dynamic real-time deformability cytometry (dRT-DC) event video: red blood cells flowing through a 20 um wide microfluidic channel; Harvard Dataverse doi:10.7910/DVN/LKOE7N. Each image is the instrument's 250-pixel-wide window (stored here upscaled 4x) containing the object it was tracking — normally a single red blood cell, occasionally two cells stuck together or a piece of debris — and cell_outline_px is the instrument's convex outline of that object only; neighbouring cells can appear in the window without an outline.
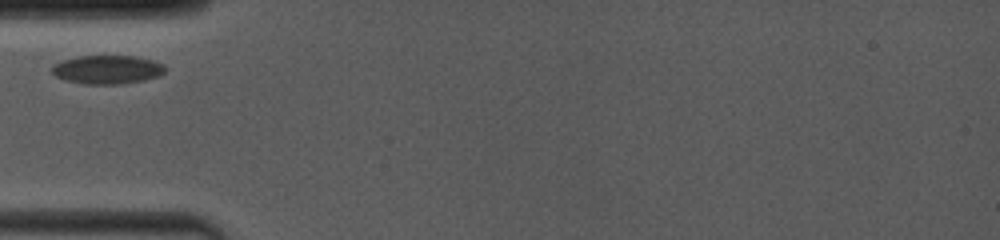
{"species": "common noctule bat (a hibernating species)", "species_latin": "Nyctalus noctula", "temperature_condition": "room temperature", "stored_images_in_passage": 39, "camera_frame_rate_fps": 4000, "um_per_image_px": 0.085, "animal": {"sex": "female", "body_mass_g": 19.0, "forearm_length_mm": 53.3}, "frame": {"image": 1, "passage_image": 1, "time_ms": 0.0, "image_size_px": [1000, 240], "cell_outline_px": [[164, 72], [156, 76], [140, 80], [116, 84], [88, 84], [68, 80], [56, 76], [52, 72], [52, 64], [64, 60], [80, 56], [136, 56], [152, 60], [164, 64]], "centroid_in_image_um": [9.1, 5.9], "position_along_channel_um": 75.9, "area_um2": 18.44}}
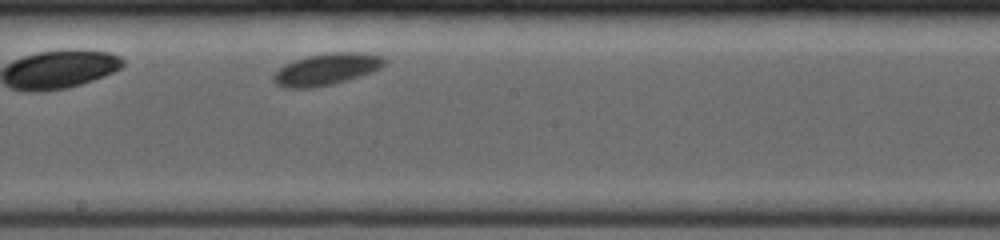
{"frame": {"image": 2, "passage_image": 23, "time_ms": 4.0, "image_size_px": [1000, 240], "cell_outline_px": [[384, 64], [380, 68], [372, 72], [336, 84], [312, 88], [284, 88], [276, 84], [272, 80], [272, 72], [284, 64], [308, 56], [332, 52], [364, 52], [380, 56], [384, 60]], "centroid_in_image_um": [27.69, 5.9], "position_along_channel_um": 220.5, "area_um2": 20.69}}
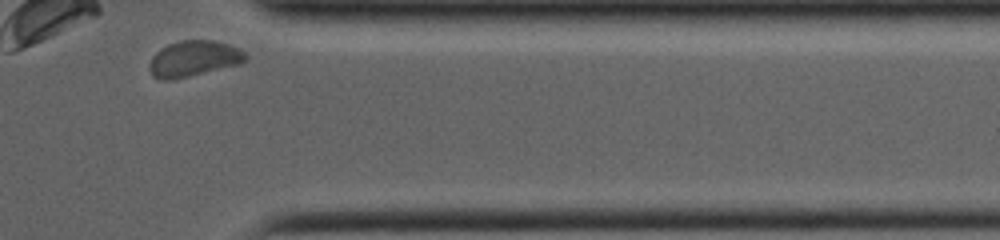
{"frame": {"image": 3, "passage_image": 38, "time_ms": 8.75, "image_size_px": [1000, 240], "cell_outline_px": [[248, 60], [240, 64], [172, 80], [160, 80], [152, 76], [148, 68], [148, 64], [152, 56], [160, 48], [168, 44], [180, 40], [212, 40], [228, 44], [240, 48], [248, 56]], "centroid_in_image_um": [16.45, 4.98], "position_along_channel_um": 395.0, "area_um2": 20.35}}